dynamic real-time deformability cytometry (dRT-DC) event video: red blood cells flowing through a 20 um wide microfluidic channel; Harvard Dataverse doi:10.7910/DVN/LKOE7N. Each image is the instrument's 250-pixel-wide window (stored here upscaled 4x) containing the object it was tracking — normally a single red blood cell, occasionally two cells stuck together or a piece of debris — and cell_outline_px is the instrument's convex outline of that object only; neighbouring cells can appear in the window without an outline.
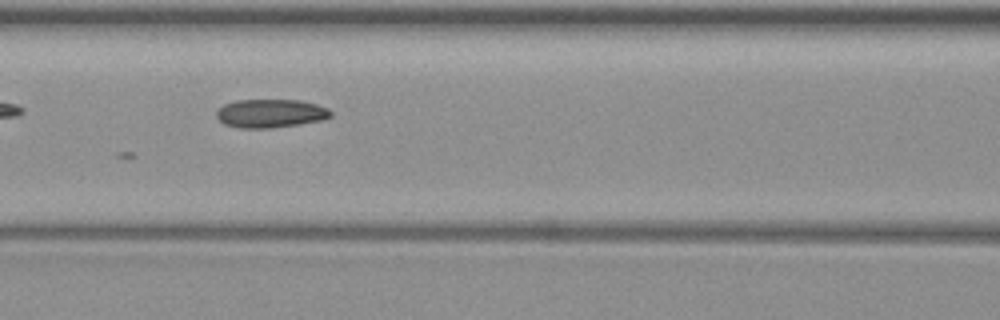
{"species": "common noctule bat (a hibernating species)", "species_latin": "Nyctalus noctula", "temperature_condition": "warm", "stored_images_in_passage": 10, "camera_frame_rate_fps": 3000, "um_per_image_px": 0.085, "animal": {"sex": "female", "body_mass_g": 19.3, "forearm_length_mm": 54.1}, "frame": {"image": 1, "passage_image": 7, "time_ms": 8.0, "image_size_px": [1000, 320], "cell_outline_px": [[332, 116], [320, 120], [300, 124], [268, 128], [240, 128], [224, 124], [216, 116], [216, 112], [224, 104], [236, 100], [300, 100], [316, 104], [328, 108], [332, 112]], "centroid_in_image_um": [22.99, 9.63], "position_along_channel_um": 143.6, "area_um2": 18.9}}
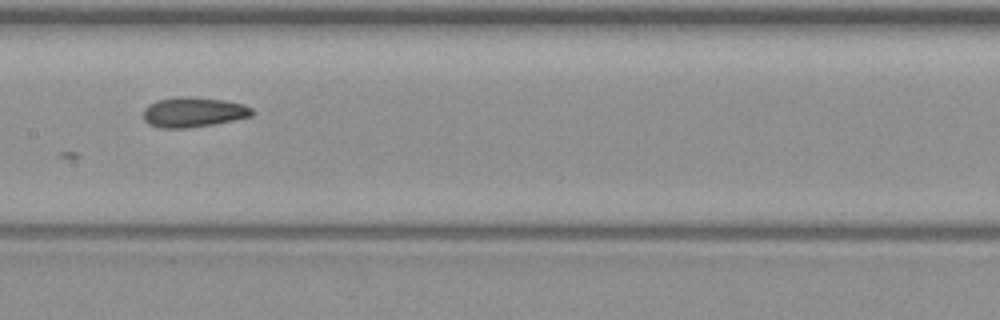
{"frame": {"image": 2, "passage_image": 8, "time_ms": 9.333, "image_size_px": [1000, 320], "cell_outline_px": [[256, 112], [252, 116], [212, 124], [188, 128], [160, 128], [148, 124], [144, 120], [144, 108], [148, 104], [156, 100], [176, 96], [192, 96], [224, 100], [244, 104], [252, 108]], "centroid_in_image_um": [16.42, 9.52], "position_along_channel_um": 191.0, "area_um2": 19.25}}
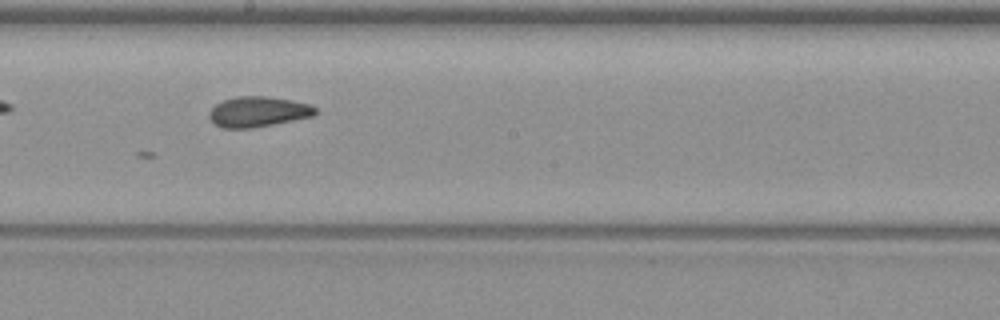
{"frame": {"image": 3, "passage_image": 9, "time_ms": 10.333, "image_size_px": [1000, 320], "cell_outline_px": [[316, 112], [312, 116], [252, 128], [220, 128], [212, 124], [208, 116], [208, 112], [216, 104], [224, 100], [236, 96], [268, 96], [292, 100], [308, 104], [316, 108]], "centroid_in_image_um": [21.86, 9.5], "position_along_channel_um": 226.3, "area_um2": 18.79}}